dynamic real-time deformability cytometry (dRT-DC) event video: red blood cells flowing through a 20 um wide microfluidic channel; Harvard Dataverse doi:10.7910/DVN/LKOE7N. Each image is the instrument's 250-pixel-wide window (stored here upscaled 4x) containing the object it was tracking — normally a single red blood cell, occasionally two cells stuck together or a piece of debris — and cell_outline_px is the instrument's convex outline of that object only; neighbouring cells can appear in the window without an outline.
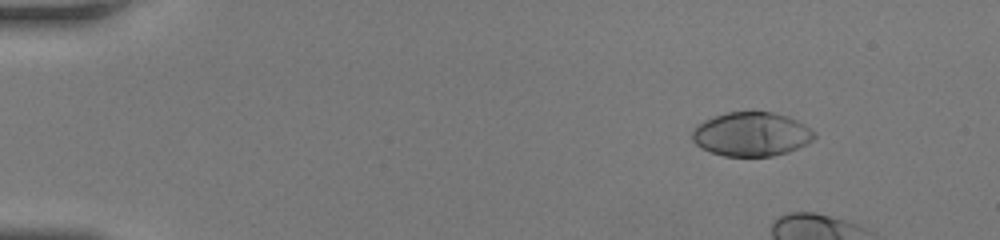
{"species": "human", "species_latin": "Homo sapiens", "temperature_condition": "room temperature", "stored_images_in_passage": 15, "camera_frame_rate_fps": 3000, "um_per_image_px": 0.085, "donor": {"sex": "female"}, "frame": {"image": 1, "passage_image": 7, "time_ms": 2.0, "image_size_px": [1000, 240], "cell_outline_px": [[816, 136], [812, 140], [788, 152], [772, 156], [724, 156], [700, 148], [692, 140], [692, 132], [696, 124], [704, 120], [724, 112], [772, 112], [788, 116], [804, 124]], "centroid_in_image_um": [63.82, 11.4], "position_along_channel_um": 21.2, "area_um2": 31.21}}